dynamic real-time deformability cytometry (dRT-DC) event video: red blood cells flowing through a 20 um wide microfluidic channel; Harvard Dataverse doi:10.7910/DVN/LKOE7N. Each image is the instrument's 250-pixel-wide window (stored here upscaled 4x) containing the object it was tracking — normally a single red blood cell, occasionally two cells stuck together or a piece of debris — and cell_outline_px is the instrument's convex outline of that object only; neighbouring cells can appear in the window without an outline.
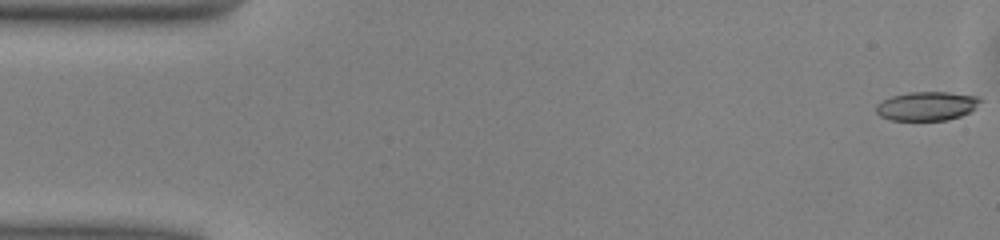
{"species": "common noctule bat (a hibernating species)", "species_latin": "Nyctalus noctula", "temperature_condition": "warm", "stored_images_in_passage": 50, "camera_frame_rate_fps": 3000, "um_per_image_px": 0.085, "animal": {"sex": "male", "body_mass_g": 13.0, "forearm_length_mm": 53.1}, "frame": {"image": 1, "passage_image": 1, "time_ms": 0.0, "image_size_px": [1000, 240], "cell_outline_px": [[984, 100], [968, 112], [960, 116], [948, 120], [892, 120], [880, 116], [876, 112], [876, 104], [892, 96], [908, 92], [948, 92], [980, 96]], "centroid_in_image_um": [78.8, 9.0], "position_along_channel_um": 6.2, "area_um2": 17.57}}
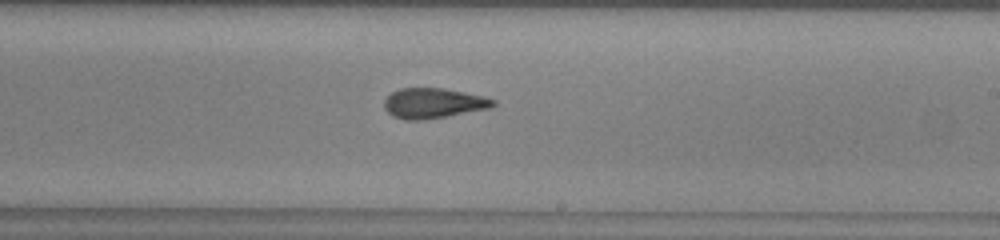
{"frame": {"image": 2, "passage_image": 29, "time_ms": 9.333, "image_size_px": [1000, 240], "cell_outline_px": [[496, 104], [492, 108], [448, 116], [424, 120], [404, 120], [392, 116], [384, 108], [384, 100], [392, 92], [400, 88], [444, 88], [484, 96], [496, 100]], "centroid_in_image_um": [36.85, 8.78], "position_along_channel_um": 252.1, "area_um2": 19.36}}
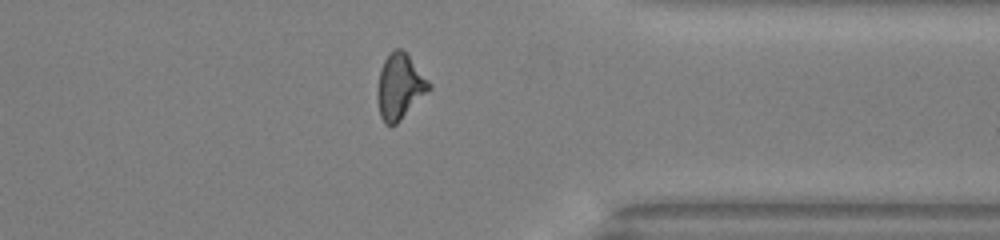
{"frame": {"image": 3, "passage_image": 39, "time_ms": 12.667, "image_size_px": [1000, 240], "cell_outline_px": [[432, 88], [396, 124], [384, 124], [380, 116], [376, 96], [376, 92], [380, 72], [384, 60], [396, 48], [400, 48], [408, 56], [432, 84]], "centroid_in_image_um": [33.97, 7.39], "position_along_channel_um": 377.4, "area_um2": 19.36}, "authors_computed_cell_mechanics": {"area_um2": 19.0451, "velocity_mm_per_s": 4.0801, "shape_relaxation_time_tau1_ms": 7.8474, "shape_relaxation_time_tau2_ms": 2.4816, "deformation_change_tau1": 0.2049, "deformation_change_tau2": 0.118}}